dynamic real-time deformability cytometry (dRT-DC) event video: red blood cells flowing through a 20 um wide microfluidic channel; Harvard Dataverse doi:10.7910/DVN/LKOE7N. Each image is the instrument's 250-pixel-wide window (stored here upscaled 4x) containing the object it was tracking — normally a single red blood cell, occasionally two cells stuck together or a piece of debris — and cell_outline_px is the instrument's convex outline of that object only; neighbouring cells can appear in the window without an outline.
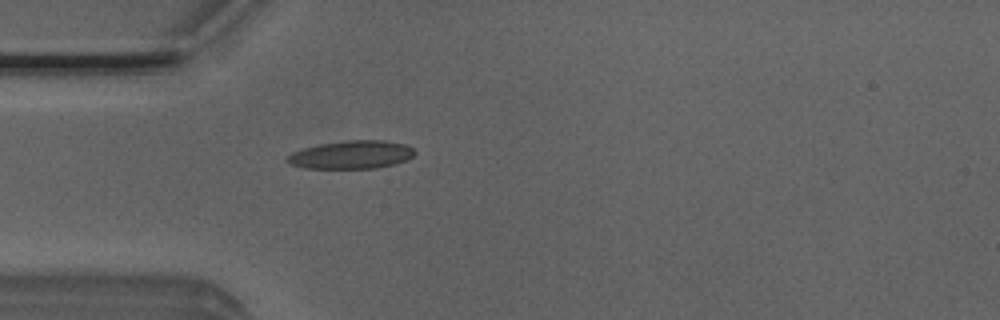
{"species": "Egyptian fruit bat (a non-hibernating species)", "species_latin": "Rousettus aegyptiacus", "temperature_condition": "room temperature", "stored_images_in_passage": 2, "camera_frame_rate_fps": 3000, "um_per_image_px": 0.085, "animal": {"sex": "male"}, "frame": {"image": 1, "passage_image": 2, "time_ms": 0.333, "image_size_px": [1000, 320], "cell_outline_px": [[416, 152], [412, 156], [404, 160], [392, 164], [376, 168], [304, 168], [292, 164], [284, 160], [292, 152], [304, 148], [320, 144], [348, 140], [384, 140], [408, 144]], "centroid_in_image_um": [29.87, 13.14], "position_along_channel_um": 55.1, "area_um2": 20.75}}